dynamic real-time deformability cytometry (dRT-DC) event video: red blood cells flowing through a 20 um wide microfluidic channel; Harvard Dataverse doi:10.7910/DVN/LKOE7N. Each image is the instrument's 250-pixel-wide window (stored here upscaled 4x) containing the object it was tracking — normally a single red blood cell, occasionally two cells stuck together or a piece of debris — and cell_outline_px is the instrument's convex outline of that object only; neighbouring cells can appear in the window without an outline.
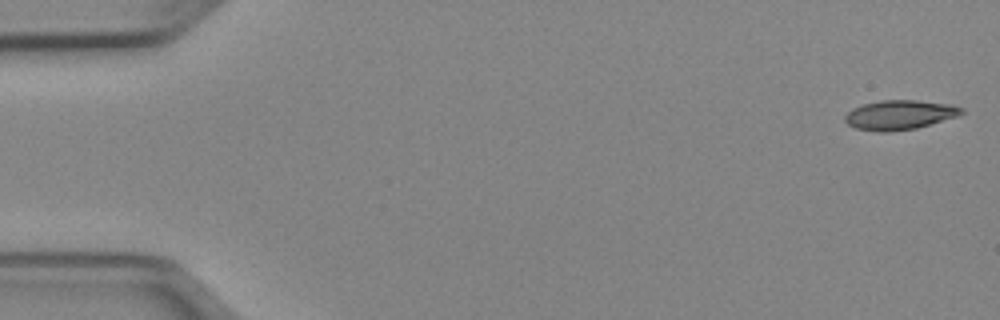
{"species": "Egyptian fruit bat (a non-hibernating species)", "species_latin": "Rousettus aegyptiacus", "temperature_condition": "cold", "stored_images_in_passage": 51, "camera_frame_rate_fps": 3000, "um_per_image_px": 0.085, "animal": {"sex": "female"}, "frame": {"image": 1, "passage_image": 1, "time_ms": 0.0, "image_size_px": [1000, 320], "cell_outline_px": [[964, 112], [956, 116], [916, 128], [888, 132], [880, 132], [856, 128], [848, 124], [844, 120], [844, 116], [852, 108], [864, 104], [880, 100], [916, 100], [952, 104], [964, 108]], "centroid_in_image_um": [76.45, 9.75], "position_along_channel_um": 8.5, "area_um2": 19.94}}
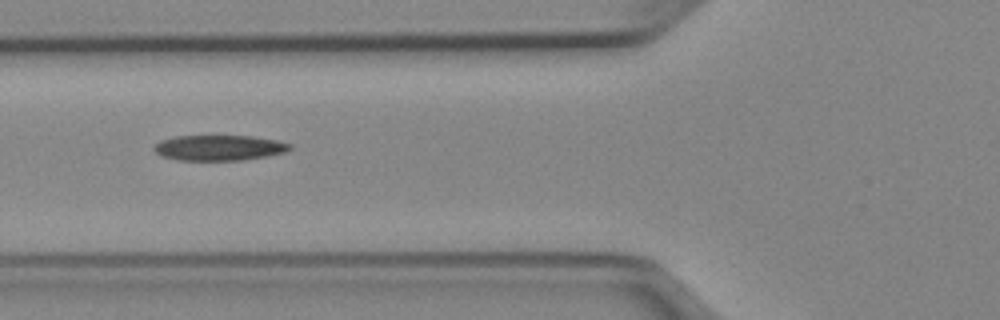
{"frame": {"image": 2, "passage_image": 19, "time_ms": 6.0, "image_size_px": [1000, 320], "cell_outline_px": [[292, 148], [284, 152], [268, 156], [244, 160], [180, 160], [160, 156], [152, 148], [160, 140], [176, 136], [252, 136], [276, 140], [292, 144]], "centroid_in_image_um": [18.62, 12.56], "position_along_channel_um": 107.2, "area_um2": 20.17}}
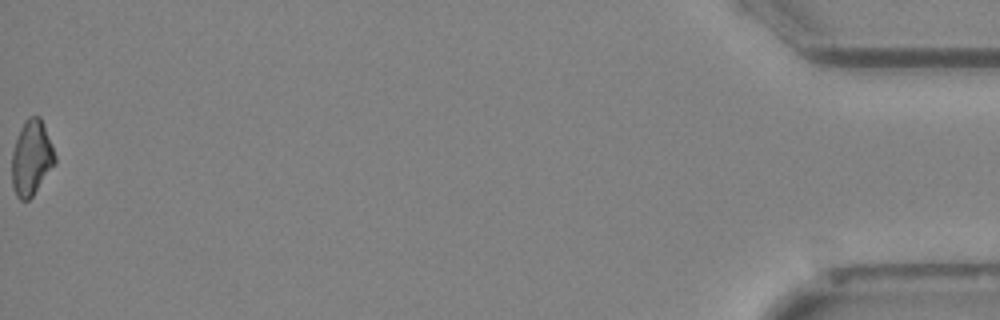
{"frame": {"image": 3, "passage_image": 51, "time_ms": 16.667, "image_size_px": [1000, 320], "cell_outline_px": [[56, 164], [32, 196], [28, 200], [20, 200], [16, 196], [12, 184], [12, 152], [20, 128], [24, 120], [28, 116], [40, 116], [52, 144], [56, 156]], "centroid_in_image_um": [2.68, 13.41], "position_along_channel_um": 432.5, "area_um2": 18.96}, "authors_computed_cell_mechanics": {"area_um2": 20.4034, "velocity_mm_per_s": 3.9878, "shape_relaxation_time_tau1_ms": null, "shape_relaxation_time_tau2_ms": 5.8409, "deformation_change_tau1": null, "deformation_change_tau2": 0.1658}}